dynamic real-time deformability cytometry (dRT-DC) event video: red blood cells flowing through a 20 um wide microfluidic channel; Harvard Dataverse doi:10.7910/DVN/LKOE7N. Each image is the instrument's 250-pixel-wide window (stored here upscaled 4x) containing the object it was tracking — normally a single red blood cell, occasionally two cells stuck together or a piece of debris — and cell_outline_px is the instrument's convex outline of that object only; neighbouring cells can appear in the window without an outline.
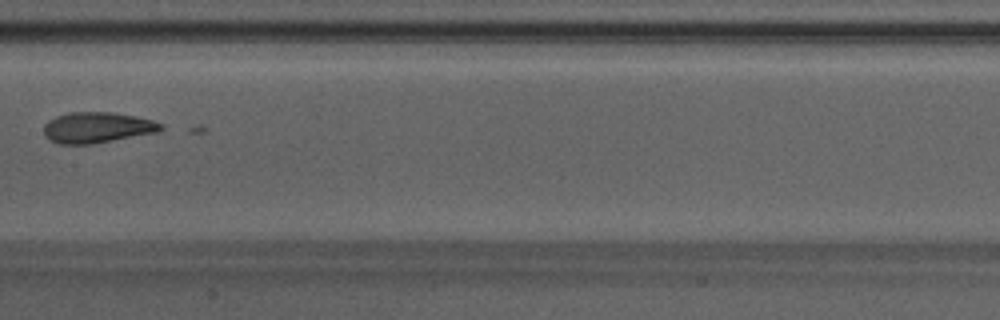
{"species": "Egyptian fruit bat (a non-hibernating species)", "species_latin": "Rousettus aegyptiacus", "temperature_condition": "warm", "stored_images_in_passage": 29, "camera_frame_rate_fps": 3000, "um_per_image_px": 0.085, "animal": {"sex": "male"}, "frame": {"image": 1, "passage_image": 10, "time_ms": 3.0, "image_size_px": [1000, 320], "cell_outline_px": [[164, 128], [156, 132], [92, 144], [56, 144], [48, 140], [44, 136], [44, 124], [48, 120], [56, 116], [68, 112], [112, 112], [136, 116], [152, 120], [164, 124]], "centroid_in_image_um": [8.22, 10.84], "position_along_channel_um": 199.2, "area_um2": 21.15}}